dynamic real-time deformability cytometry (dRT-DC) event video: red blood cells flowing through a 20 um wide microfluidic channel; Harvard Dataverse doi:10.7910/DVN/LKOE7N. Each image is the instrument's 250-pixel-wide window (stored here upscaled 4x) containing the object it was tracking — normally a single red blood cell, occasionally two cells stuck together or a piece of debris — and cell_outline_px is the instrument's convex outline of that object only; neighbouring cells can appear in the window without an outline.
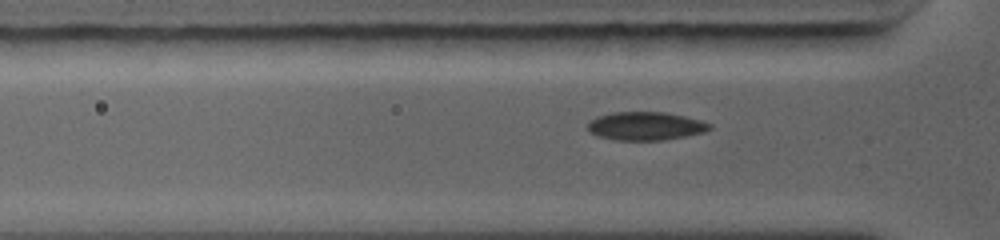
{"species": "common noctule bat (a hibernating species)", "species_latin": "Nyctalus noctula", "temperature_condition": "warm", "stored_images_in_passage": 37, "camera_frame_rate_fps": 5000, "um_per_image_px": 0.085, "animal": {"sex": "female", "body_mass_g": 19.0, "forearm_length_mm": 56.7}, "frame": {"image": 1, "passage_image": 5, "time_ms": 0.8, "image_size_px": [1000, 240], "cell_outline_px": [[712, 128], [704, 132], [664, 140], [616, 140], [596, 136], [588, 132], [588, 124], [596, 116], [612, 112], [664, 112], [684, 116], [700, 120], [712, 124]], "centroid_in_image_um": [54.85, 10.71], "position_along_channel_um": 70.9, "area_um2": 20.17}}
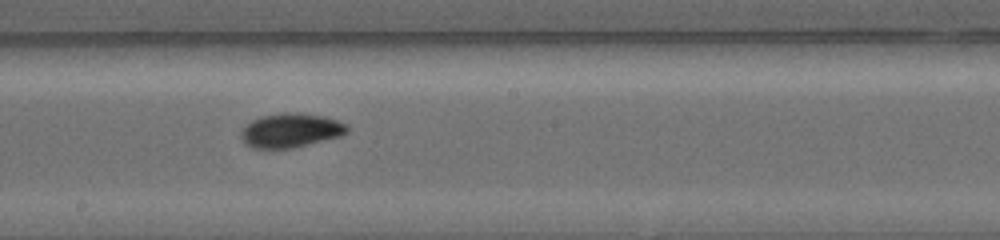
{"frame": {"image": 2, "passage_image": 19, "time_ms": 4.2, "image_size_px": [1000, 240], "cell_outline_px": [[348, 132], [340, 136], [292, 148], [252, 148], [244, 144], [240, 136], [240, 132], [252, 120], [260, 116], [284, 112], [292, 112], [324, 116], [348, 124]], "centroid_in_image_um": [24.69, 11.08], "position_along_channel_um": 223.5, "area_um2": 21.1}}
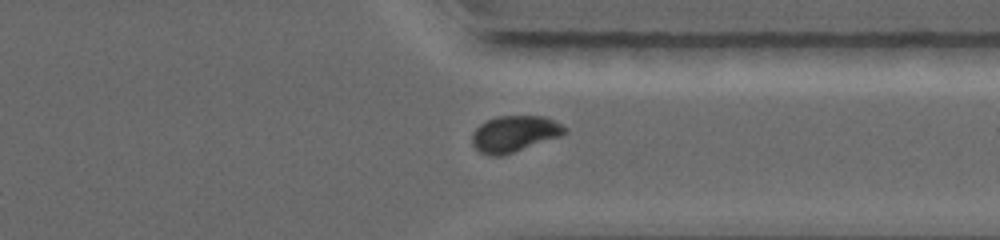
{"frame": {"image": 3, "passage_image": 32, "time_ms": 7.4, "image_size_px": [1000, 240], "cell_outline_px": [[568, 132], [560, 136], [500, 156], [492, 156], [480, 152], [472, 144], [472, 132], [480, 124], [496, 116], [544, 116], [568, 128]], "centroid_in_image_um": [43.71, 11.36], "position_along_channel_um": 367.7, "area_um2": 19.31}, "authors_computed_cell_mechanics": {"area_um2": 20.2878, "velocity_mm_per_s": 4.4879, "shape_relaxation_time_tau1_ms": 3.4786, "shape_relaxation_time_tau2_ms": null, "deformation_change_tau1": 0.1378, "deformation_change_tau2": null}}